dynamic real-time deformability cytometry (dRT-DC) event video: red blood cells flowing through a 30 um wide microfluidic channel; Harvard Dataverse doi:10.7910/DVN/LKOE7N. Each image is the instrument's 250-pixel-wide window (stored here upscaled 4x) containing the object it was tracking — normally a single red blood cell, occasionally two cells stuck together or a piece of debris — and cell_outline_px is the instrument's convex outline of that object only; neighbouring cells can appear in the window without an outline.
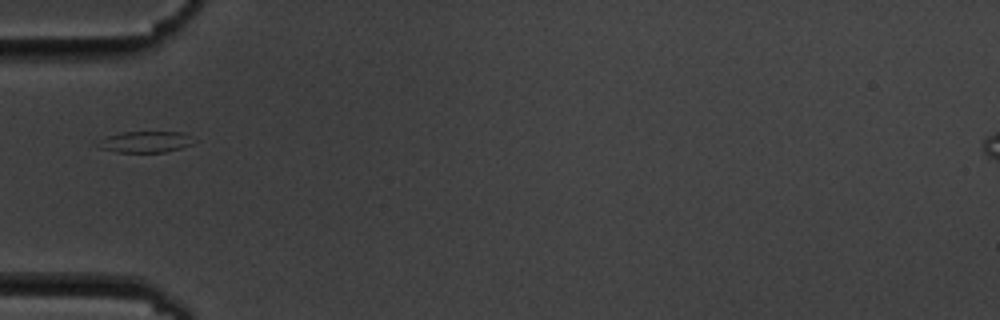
{"species": "common noctule bat (a hibernating species)", "species_latin": "Nyctalus noctula", "temperature_condition": "cold", "stored_images_in_passage": 5, "camera_frame_rate_fps": 3000, "um_per_image_px": 0.085, "animal": {"sex": "male", "body_mass_g": 19.5, "forearm_length_mm": 54.6}, "frame": {"image": 1, "passage_image": 1, "time_ms": 0.0, "image_size_px": [1000, 320], "cell_outline_px": [[200, 140], [192, 144], [180, 148], [164, 152], [116, 152], [100, 148], [92, 144], [108, 136], [120, 132], [184, 132]], "centroid_in_image_um": [12.39, 12.05], "position_along_channel_um": 72.6, "area_um2": 12.14}}
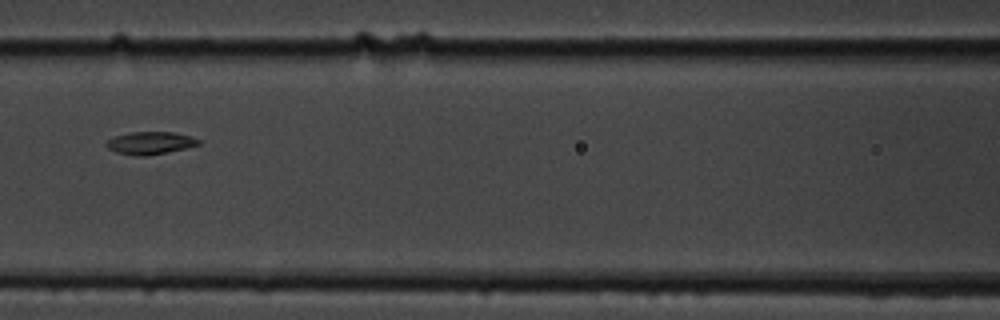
{"frame": {"image": 2, "passage_image": 3, "time_ms": 2.333, "image_size_px": [1000, 320], "cell_outline_px": [[200, 144], [184, 148], [144, 156], [136, 156], [116, 152], [108, 148], [104, 144], [108, 140], [116, 136], [132, 132], [172, 132], [192, 136], [200, 140]], "centroid_in_image_um": [12.75, 12.15], "position_along_channel_um": 153.8, "area_um2": 11.91}}
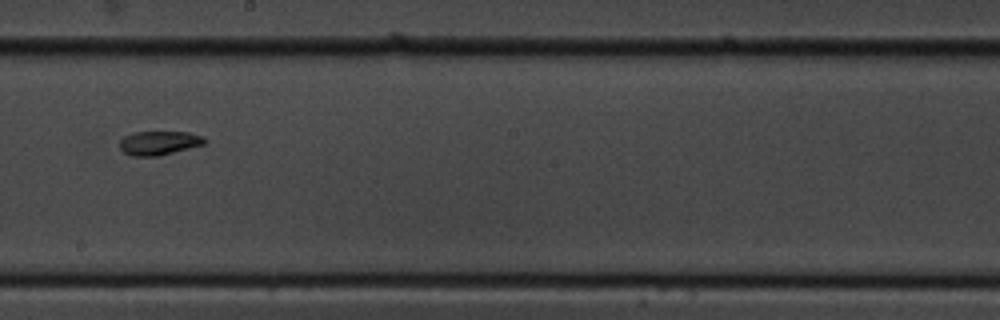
{"frame": {"image": 3, "passage_image": 5, "time_ms": 4.667, "image_size_px": [1000, 320], "cell_outline_px": [[208, 140], [204, 144], [156, 156], [132, 156], [124, 152], [120, 148], [120, 140], [124, 136], [132, 132], [188, 132], [204, 136]], "centroid_in_image_um": [13.51, 12.13], "position_along_channel_um": 234.7, "area_um2": 11.79}}